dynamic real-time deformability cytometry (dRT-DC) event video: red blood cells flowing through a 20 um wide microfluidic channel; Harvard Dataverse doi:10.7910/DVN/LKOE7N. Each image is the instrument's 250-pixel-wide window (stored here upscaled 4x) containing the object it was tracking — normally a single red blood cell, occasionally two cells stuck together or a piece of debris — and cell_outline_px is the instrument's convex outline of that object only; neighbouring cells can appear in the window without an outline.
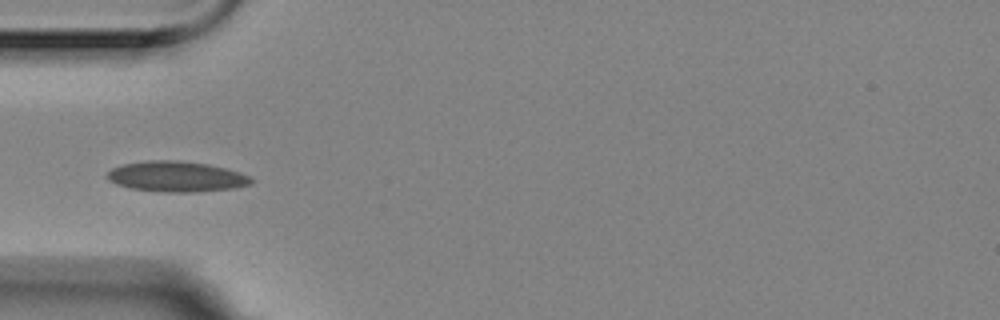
{"species": "Egyptian fruit bat (a non-hibernating species)", "species_latin": "Rousettus aegyptiacus", "temperature_condition": "room temperature", "stored_images_in_passage": 8, "camera_frame_rate_fps": 3000, "um_per_image_px": 0.085, "animal": {"sex": "female"}, "frame": {"image": 1, "passage_image": 3, "time_ms": 0.667, "image_size_px": [1000, 320], "cell_outline_px": [[252, 184], [236, 188], [192, 192], [164, 192], [128, 188], [116, 184], [108, 180], [108, 172], [112, 168], [124, 164], [148, 160], [176, 160], [208, 164], [240, 172], [252, 176]], "centroid_in_image_um": [15.02, 15.01], "position_along_channel_um": 70.0, "area_um2": 25.66}}
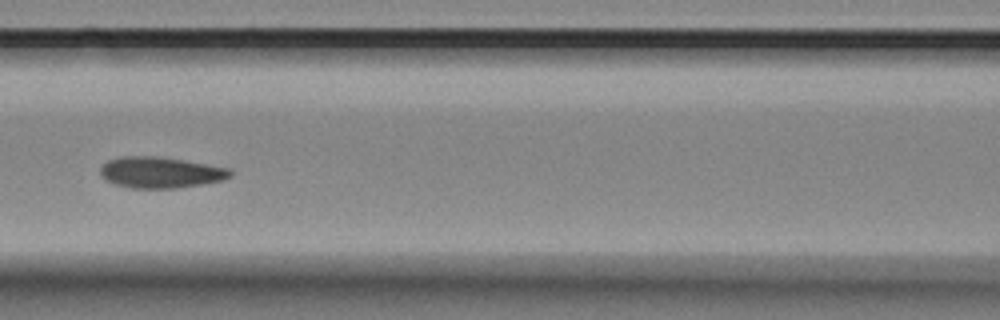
{"frame": {"image": 2, "passage_image": 5, "time_ms": 1.333, "image_size_px": [1000, 320], "cell_outline_px": [[232, 176], [220, 180], [200, 184], [176, 188], [132, 188], [112, 184], [104, 180], [100, 176], [100, 168], [108, 160], [120, 156], [160, 156], [232, 168]], "centroid_in_image_um": [13.61, 14.65], "position_along_channel_um": 153.0, "area_um2": 23.76}}
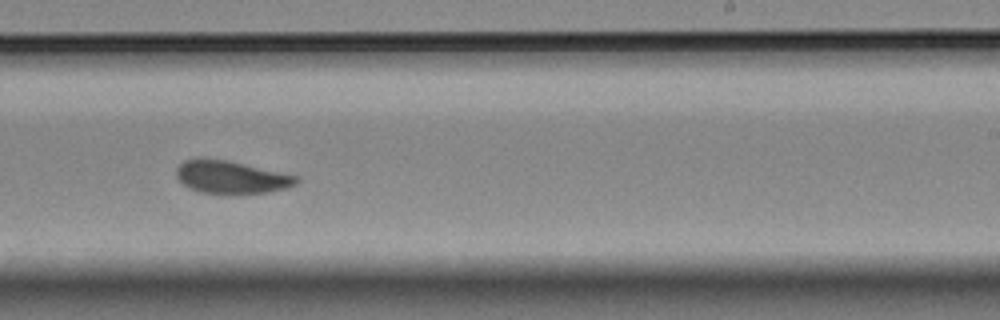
{"frame": {"image": 3, "passage_image": 8, "time_ms": 2.333, "image_size_px": [1000, 320], "cell_outline_px": [[300, 180], [296, 184], [288, 188], [268, 192], [200, 192], [184, 184], [176, 176], [176, 168], [184, 160], [200, 156], [228, 160], [300, 176]], "centroid_in_image_um": [19.66, 15.0], "position_along_channel_um": 269.3, "area_um2": 22.83}}